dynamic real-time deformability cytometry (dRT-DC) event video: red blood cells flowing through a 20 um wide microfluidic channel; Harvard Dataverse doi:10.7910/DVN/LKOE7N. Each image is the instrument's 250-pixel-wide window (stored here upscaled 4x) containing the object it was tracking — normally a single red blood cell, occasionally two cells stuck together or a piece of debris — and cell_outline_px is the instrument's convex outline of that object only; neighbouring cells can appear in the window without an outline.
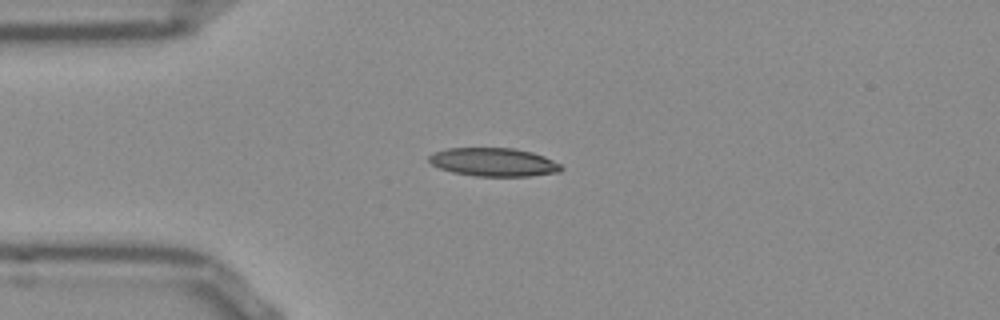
{"species": "Egyptian fruit bat (a non-hibernating species)", "species_latin": "Rousettus aegyptiacus", "temperature_condition": "room temperature", "stored_images_in_passage": 40, "camera_frame_rate_fps": 3000, "um_per_image_px": 0.085, "frame": {"image": 1, "passage_image": 1, "time_ms": 0.0, "image_size_px": [1000, 320], "cell_outline_px": [[564, 168], [560, 172], [528, 176], [472, 176], [452, 172], [440, 168], [432, 164], [428, 160], [428, 156], [432, 152], [448, 148], [512, 148], [532, 152], [544, 156], [560, 164]], "centroid_in_image_um": [41.94, 13.78], "position_along_channel_um": 43.1, "area_um2": 21.96}}
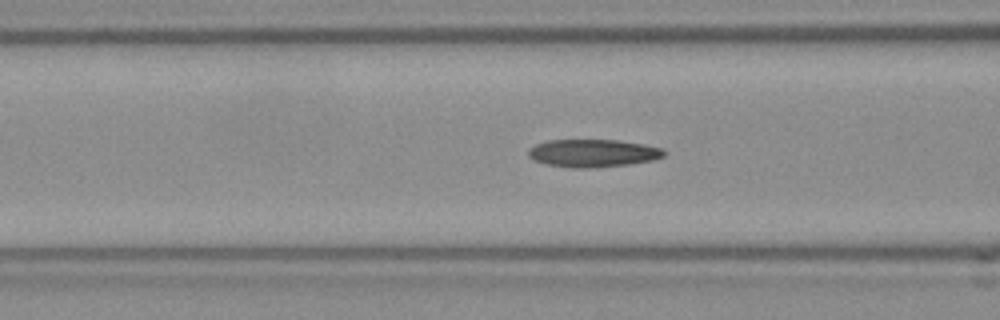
{"frame": {"image": 2, "passage_image": 8, "time_ms": 2.333, "image_size_px": [1000, 320], "cell_outline_px": [[664, 156], [652, 160], [628, 164], [596, 168], [572, 168], [544, 164], [532, 160], [528, 156], [528, 148], [536, 144], [548, 140], [616, 140], [644, 144], [660, 148], [664, 152]], "centroid_in_image_um": [50.33, 13.02], "position_along_channel_um": 116.3, "area_um2": 22.02}}
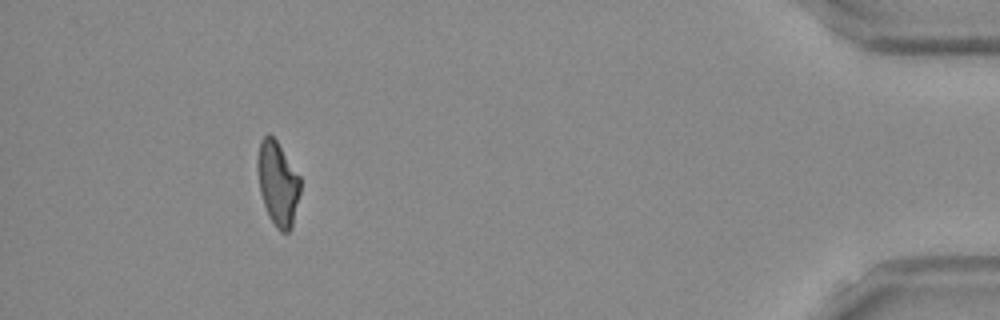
{"frame": {"image": 3, "passage_image": 36, "time_ms": 11.667, "image_size_px": [1000, 320], "cell_outline_px": [[300, 192], [292, 228], [288, 232], [280, 232], [276, 228], [268, 216], [260, 192], [256, 164], [256, 160], [260, 140], [268, 132], [276, 140], [300, 176]], "centroid_in_image_um": [23.6, 15.59], "position_along_channel_um": 411.6, "area_um2": 21.15}, "authors_computed_cell_mechanics": {"area_um2": 21.5305, "velocity_mm_per_s": 3.8723, "shape_relaxation_time_tau1_ms": 7.3659, "shape_relaxation_time_tau2_ms": 2.2591, "deformation_change_tau1": 0.2145, "deformation_change_tau2": 0.1066}}